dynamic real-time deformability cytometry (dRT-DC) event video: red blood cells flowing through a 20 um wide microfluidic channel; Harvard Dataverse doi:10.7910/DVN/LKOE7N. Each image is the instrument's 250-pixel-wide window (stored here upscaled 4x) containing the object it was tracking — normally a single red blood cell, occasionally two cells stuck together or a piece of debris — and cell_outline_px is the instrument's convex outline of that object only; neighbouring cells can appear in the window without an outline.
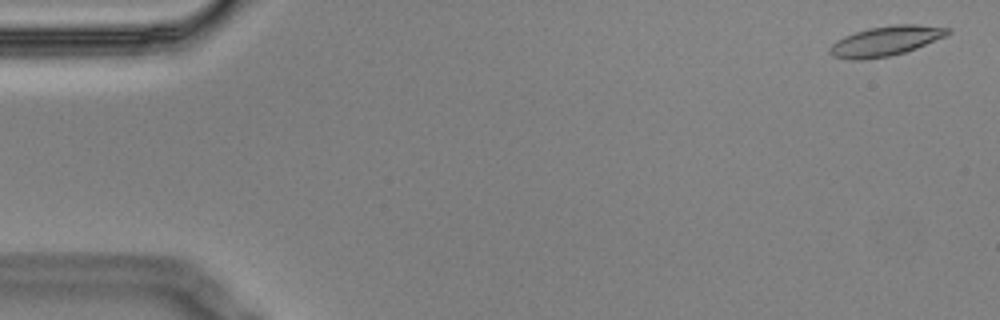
{"species": "Egyptian fruit bat (a non-hibernating species)", "species_latin": "Rousettus aegyptiacus", "temperature_condition": "cold", "stored_images_in_passage": 3, "segment_of_instrument_passage": [2, 2], "camera_frame_rate_fps": 3000, "um_per_image_px": 0.085, "animal": {"sex": "male"}, "frame": {"image": 1, "passage_image": 3, "time_ms": 0.667, "image_size_px": [1000, 320], "cell_outline_px": [[952, 32], [944, 36], [916, 48], [904, 52], [888, 56], [864, 60], [852, 60], [832, 56], [828, 52], [828, 48], [836, 40], [844, 36], [868, 28], [896, 24], [916, 24], [952, 28]], "centroid_in_image_um": [75.25, 3.48], "position_along_channel_um": 9.7, "area_um2": 20.46}}